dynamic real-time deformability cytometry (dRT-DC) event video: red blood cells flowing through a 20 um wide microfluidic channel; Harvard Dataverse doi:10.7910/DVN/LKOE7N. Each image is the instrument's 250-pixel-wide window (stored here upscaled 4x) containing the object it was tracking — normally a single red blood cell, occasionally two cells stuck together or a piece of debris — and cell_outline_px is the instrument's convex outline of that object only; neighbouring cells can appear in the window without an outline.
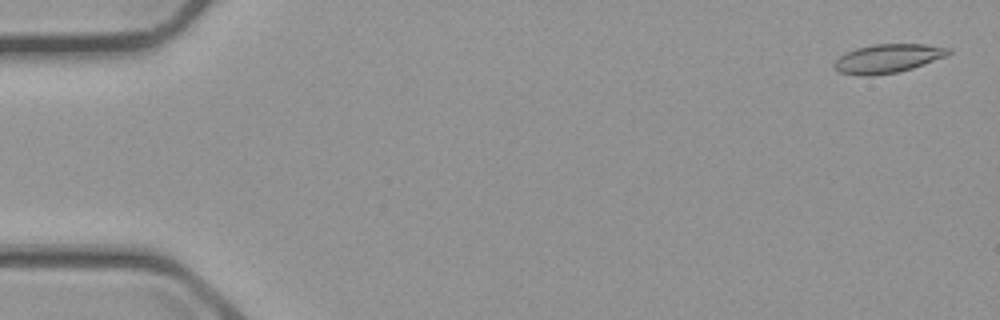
{"species": "common noctule bat (a hibernating species)", "species_latin": "Nyctalus noctula", "temperature_condition": "cold", "stored_images_in_passage": 4, "segment_of_instrument_passage": [2, 2], "camera_frame_rate_fps": 3000, "um_per_image_px": 0.085, "animal": {"sex": "male", "body_mass_g": 23.1, "forearm_length_mm": 52.7}, "frame": {"image": 1, "passage_image": 4, "time_ms": 3.667, "image_size_px": [1000, 320], "cell_outline_px": [[952, 52], [944, 56], [924, 64], [900, 72], [868, 76], [860, 76], [840, 72], [832, 68], [832, 64], [840, 56], [856, 48], [872, 44], [924, 44], [952, 48]], "centroid_in_image_um": [75.44, 4.97], "position_along_channel_um": 9.6, "area_um2": 19.19}}